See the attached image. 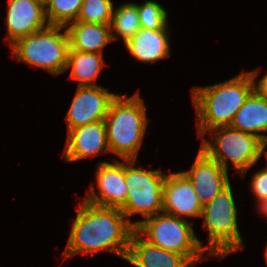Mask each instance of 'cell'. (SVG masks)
Listing matches in <instances>:
<instances>
[{
  "instance_id": "6da1fadb",
  "label": "cell",
  "mask_w": 267,
  "mask_h": 267,
  "mask_svg": "<svg viewBox=\"0 0 267 267\" xmlns=\"http://www.w3.org/2000/svg\"><path fill=\"white\" fill-rule=\"evenodd\" d=\"M81 203L63 253L65 259L79 253L93 256L105 250L125 260L135 230L125 214L119 208L97 206L85 200Z\"/></svg>"
},
{
  "instance_id": "7a4b0ae2",
  "label": "cell",
  "mask_w": 267,
  "mask_h": 267,
  "mask_svg": "<svg viewBox=\"0 0 267 267\" xmlns=\"http://www.w3.org/2000/svg\"><path fill=\"white\" fill-rule=\"evenodd\" d=\"M258 75L257 68L221 83L191 89L199 138H205V134L214 128L231 125L235 114L255 89Z\"/></svg>"
},
{
  "instance_id": "3957f363",
  "label": "cell",
  "mask_w": 267,
  "mask_h": 267,
  "mask_svg": "<svg viewBox=\"0 0 267 267\" xmlns=\"http://www.w3.org/2000/svg\"><path fill=\"white\" fill-rule=\"evenodd\" d=\"M138 92L129 98L117 94L104 119L110 152L123 160L137 159L148 124L146 106Z\"/></svg>"
},
{
  "instance_id": "277c9868",
  "label": "cell",
  "mask_w": 267,
  "mask_h": 267,
  "mask_svg": "<svg viewBox=\"0 0 267 267\" xmlns=\"http://www.w3.org/2000/svg\"><path fill=\"white\" fill-rule=\"evenodd\" d=\"M204 226L208 230V244L204 246L207 256L223 259L240 249H244L238 230L237 208L231 184L223 188L202 208Z\"/></svg>"
},
{
  "instance_id": "5b68a950",
  "label": "cell",
  "mask_w": 267,
  "mask_h": 267,
  "mask_svg": "<svg viewBox=\"0 0 267 267\" xmlns=\"http://www.w3.org/2000/svg\"><path fill=\"white\" fill-rule=\"evenodd\" d=\"M193 224L183 218L158 213L134 222L135 230L149 243L164 250L182 254L192 265L205 259L204 246L193 230Z\"/></svg>"
},
{
  "instance_id": "8992f818",
  "label": "cell",
  "mask_w": 267,
  "mask_h": 267,
  "mask_svg": "<svg viewBox=\"0 0 267 267\" xmlns=\"http://www.w3.org/2000/svg\"><path fill=\"white\" fill-rule=\"evenodd\" d=\"M63 33H60L63 30ZM18 61L36 66L54 75L66 72L69 37L64 26L48 25L18 39L11 46Z\"/></svg>"
},
{
  "instance_id": "52a82bcc",
  "label": "cell",
  "mask_w": 267,
  "mask_h": 267,
  "mask_svg": "<svg viewBox=\"0 0 267 267\" xmlns=\"http://www.w3.org/2000/svg\"><path fill=\"white\" fill-rule=\"evenodd\" d=\"M208 133L213 136L210 141L202 138L200 149L227 171L229 159L237 172L246 175L263 154L264 142L255 135L230 126L217 127Z\"/></svg>"
},
{
  "instance_id": "ba28073f",
  "label": "cell",
  "mask_w": 267,
  "mask_h": 267,
  "mask_svg": "<svg viewBox=\"0 0 267 267\" xmlns=\"http://www.w3.org/2000/svg\"><path fill=\"white\" fill-rule=\"evenodd\" d=\"M124 161L128 195L120 210L134 227V222L130 220V216L140 214L146 219L162 212L166 174L160 169L144 170L143 167L135 168L136 160L133 159H124Z\"/></svg>"
},
{
  "instance_id": "9c48e42d",
  "label": "cell",
  "mask_w": 267,
  "mask_h": 267,
  "mask_svg": "<svg viewBox=\"0 0 267 267\" xmlns=\"http://www.w3.org/2000/svg\"><path fill=\"white\" fill-rule=\"evenodd\" d=\"M114 163L100 161L96 172L99 192L90 186L85 201L102 207L121 208L127 199L125 162L113 159Z\"/></svg>"
},
{
  "instance_id": "30bf717a",
  "label": "cell",
  "mask_w": 267,
  "mask_h": 267,
  "mask_svg": "<svg viewBox=\"0 0 267 267\" xmlns=\"http://www.w3.org/2000/svg\"><path fill=\"white\" fill-rule=\"evenodd\" d=\"M117 94L102 86H78L66 115L69 132L79 126L105 119L111 101Z\"/></svg>"
},
{
  "instance_id": "8fae6325",
  "label": "cell",
  "mask_w": 267,
  "mask_h": 267,
  "mask_svg": "<svg viewBox=\"0 0 267 267\" xmlns=\"http://www.w3.org/2000/svg\"><path fill=\"white\" fill-rule=\"evenodd\" d=\"M7 41L10 45L48 26L44 0H8Z\"/></svg>"
},
{
  "instance_id": "7c38bea8",
  "label": "cell",
  "mask_w": 267,
  "mask_h": 267,
  "mask_svg": "<svg viewBox=\"0 0 267 267\" xmlns=\"http://www.w3.org/2000/svg\"><path fill=\"white\" fill-rule=\"evenodd\" d=\"M191 181L202 206L209 203L229 183L228 171L202 149L190 170L182 171Z\"/></svg>"
},
{
  "instance_id": "4fadbf2b",
  "label": "cell",
  "mask_w": 267,
  "mask_h": 267,
  "mask_svg": "<svg viewBox=\"0 0 267 267\" xmlns=\"http://www.w3.org/2000/svg\"><path fill=\"white\" fill-rule=\"evenodd\" d=\"M199 202L191 181L183 172L166 174L163 188V213L184 217H201Z\"/></svg>"
},
{
  "instance_id": "5bb4252c",
  "label": "cell",
  "mask_w": 267,
  "mask_h": 267,
  "mask_svg": "<svg viewBox=\"0 0 267 267\" xmlns=\"http://www.w3.org/2000/svg\"><path fill=\"white\" fill-rule=\"evenodd\" d=\"M64 152L68 163L110 152L104 120L71 129Z\"/></svg>"
},
{
  "instance_id": "9a60e30c",
  "label": "cell",
  "mask_w": 267,
  "mask_h": 267,
  "mask_svg": "<svg viewBox=\"0 0 267 267\" xmlns=\"http://www.w3.org/2000/svg\"><path fill=\"white\" fill-rule=\"evenodd\" d=\"M126 261L135 267H190L182 254L164 250L146 241L136 230L129 241Z\"/></svg>"
},
{
  "instance_id": "2e32d148",
  "label": "cell",
  "mask_w": 267,
  "mask_h": 267,
  "mask_svg": "<svg viewBox=\"0 0 267 267\" xmlns=\"http://www.w3.org/2000/svg\"><path fill=\"white\" fill-rule=\"evenodd\" d=\"M168 29H144L124 45L129 54L142 63H155L170 56Z\"/></svg>"
},
{
  "instance_id": "e0dca14e",
  "label": "cell",
  "mask_w": 267,
  "mask_h": 267,
  "mask_svg": "<svg viewBox=\"0 0 267 267\" xmlns=\"http://www.w3.org/2000/svg\"><path fill=\"white\" fill-rule=\"evenodd\" d=\"M231 128L249 133L267 142V99L254 89L235 114ZM259 132V133H258Z\"/></svg>"
},
{
  "instance_id": "ac0fdd59",
  "label": "cell",
  "mask_w": 267,
  "mask_h": 267,
  "mask_svg": "<svg viewBox=\"0 0 267 267\" xmlns=\"http://www.w3.org/2000/svg\"><path fill=\"white\" fill-rule=\"evenodd\" d=\"M69 49L103 54V48L112 42L110 25L75 21L66 27Z\"/></svg>"
},
{
  "instance_id": "d6986e66",
  "label": "cell",
  "mask_w": 267,
  "mask_h": 267,
  "mask_svg": "<svg viewBox=\"0 0 267 267\" xmlns=\"http://www.w3.org/2000/svg\"><path fill=\"white\" fill-rule=\"evenodd\" d=\"M104 66L103 54L73 49L68 51L66 71L71 68L69 78L79 81L78 86H98L95 82Z\"/></svg>"
},
{
  "instance_id": "ffe728a7",
  "label": "cell",
  "mask_w": 267,
  "mask_h": 267,
  "mask_svg": "<svg viewBox=\"0 0 267 267\" xmlns=\"http://www.w3.org/2000/svg\"><path fill=\"white\" fill-rule=\"evenodd\" d=\"M140 20L136 3H124L113 9L110 29L112 40L122 38L124 44L129 41L140 29Z\"/></svg>"
},
{
  "instance_id": "44dd1931",
  "label": "cell",
  "mask_w": 267,
  "mask_h": 267,
  "mask_svg": "<svg viewBox=\"0 0 267 267\" xmlns=\"http://www.w3.org/2000/svg\"><path fill=\"white\" fill-rule=\"evenodd\" d=\"M83 0H44L46 19L49 25L64 26L75 22Z\"/></svg>"
},
{
  "instance_id": "7402d4cb",
  "label": "cell",
  "mask_w": 267,
  "mask_h": 267,
  "mask_svg": "<svg viewBox=\"0 0 267 267\" xmlns=\"http://www.w3.org/2000/svg\"><path fill=\"white\" fill-rule=\"evenodd\" d=\"M114 5L111 0H83L76 21L110 25Z\"/></svg>"
},
{
  "instance_id": "603a6c76",
  "label": "cell",
  "mask_w": 267,
  "mask_h": 267,
  "mask_svg": "<svg viewBox=\"0 0 267 267\" xmlns=\"http://www.w3.org/2000/svg\"><path fill=\"white\" fill-rule=\"evenodd\" d=\"M140 27L144 29H168V16L164 7L156 1L147 0L137 4Z\"/></svg>"
},
{
  "instance_id": "cb8c5ba5",
  "label": "cell",
  "mask_w": 267,
  "mask_h": 267,
  "mask_svg": "<svg viewBox=\"0 0 267 267\" xmlns=\"http://www.w3.org/2000/svg\"><path fill=\"white\" fill-rule=\"evenodd\" d=\"M251 191L258 201L259 210L267 204V166L253 174Z\"/></svg>"
},
{
  "instance_id": "d4e9b609",
  "label": "cell",
  "mask_w": 267,
  "mask_h": 267,
  "mask_svg": "<svg viewBox=\"0 0 267 267\" xmlns=\"http://www.w3.org/2000/svg\"><path fill=\"white\" fill-rule=\"evenodd\" d=\"M255 89L267 99V73H265L264 77L259 79L258 83L255 81Z\"/></svg>"
},
{
  "instance_id": "484cf974",
  "label": "cell",
  "mask_w": 267,
  "mask_h": 267,
  "mask_svg": "<svg viewBox=\"0 0 267 267\" xmlns=\"http://www.w3.org/2000/svg\"><path fill=\"white\" fill-rule=\"evenodd\" d=\"M259 211L261 212L262 215H264L267 218V204L264 207H262Z\"/></svg>"
},
{
  "instance_id": "4316f807",
  "label": "cell",
  "mask_w": 267,
  "mask_h": 267,
  "mask_svg": "<svg viewBox=\"0 0 267 267\" xmlns=\"http://www.w3.org/2000/svg\"><path fill=\"white\" fill-rule=\"evenodd\" d=\"M266 147H267V142L264 143V145H263V153L265 154L266 160H267V150H266Z\"/></svg>"
},
{
  "instance_id": "83f0119b",
  "label": "cell",
  "mask_w": 267,
  "mask_h": 267,
  "mask_svg": "<svg viewBox=\"0 0 267 267\" xmlns=\"http://www.w3.org/2000/svg\"><path fill=\"white\" fill-rule=\"evenodd\" d=\"M265 258H266V264H267V246H266V249H265Z\"/></svg>"
}]
</instances>
